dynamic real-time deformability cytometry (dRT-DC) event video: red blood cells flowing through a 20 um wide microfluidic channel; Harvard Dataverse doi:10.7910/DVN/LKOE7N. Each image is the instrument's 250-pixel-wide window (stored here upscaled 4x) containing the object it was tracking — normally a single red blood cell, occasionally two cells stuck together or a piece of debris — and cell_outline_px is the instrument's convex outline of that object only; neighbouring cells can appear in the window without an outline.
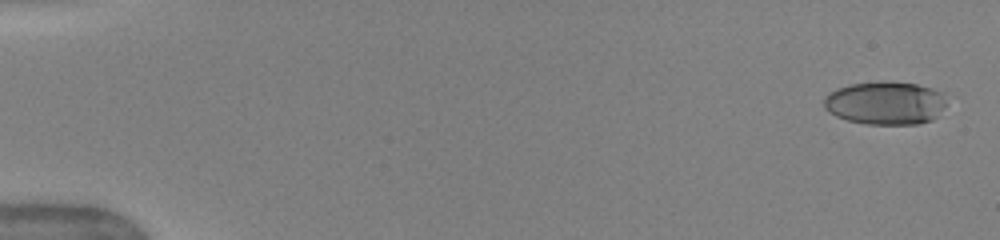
{"species": "human", "species_latin": "Homo sapiens", "temperature_condition": "warm", "stored_images_in_passage": 26, "camera_frame_rate_fps": 3000, "um_per_image_px": 0.085, "donor": {"sex": "female"}, "frame": {"image": 1, "passage_image": 1, "time_ms": 0.0, "image_size_px": [1000, 240], "cell_outline_px": [[944, 104], [936, 116], [932, 120], [916, 124], [868, 124], [848, 120], [836, 116], [828, 112], [824, 108], [824, 96], [828, 92], [836, 88], [848, 84], [880, 80], [884, 80], [916, 84], [932, 88], [944, 92]], "centroid_in_image_um": [75.2, 8.73], "position_along_channel_um": 9.8, "area_um2": 31.15}}
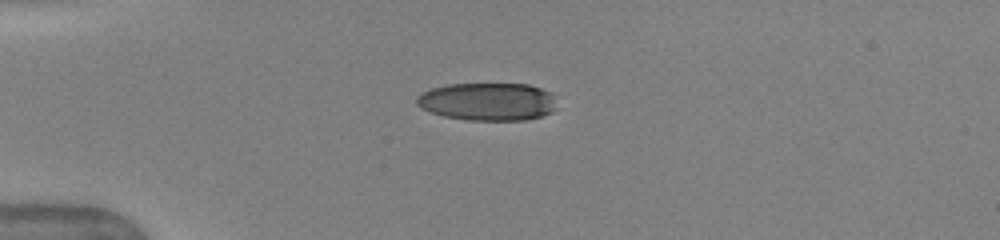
{"frame": {"image": 2, "passage_image": 10, "time_ms": 4.0, "image_size_px": [1000, 240], "cell_outline_px": [[556, 108], [552, 112], [540, 116], [524, 120], [468, 120], [444, 116], [420, 108], [416, 104], [416, 96], [432, 88], [448, 84], [528, 84], [552, 92]], "centroid_in_image_um": [41.45, 8.63], "position_along_channel_um": 43.5, "area_um2": 30.92}}